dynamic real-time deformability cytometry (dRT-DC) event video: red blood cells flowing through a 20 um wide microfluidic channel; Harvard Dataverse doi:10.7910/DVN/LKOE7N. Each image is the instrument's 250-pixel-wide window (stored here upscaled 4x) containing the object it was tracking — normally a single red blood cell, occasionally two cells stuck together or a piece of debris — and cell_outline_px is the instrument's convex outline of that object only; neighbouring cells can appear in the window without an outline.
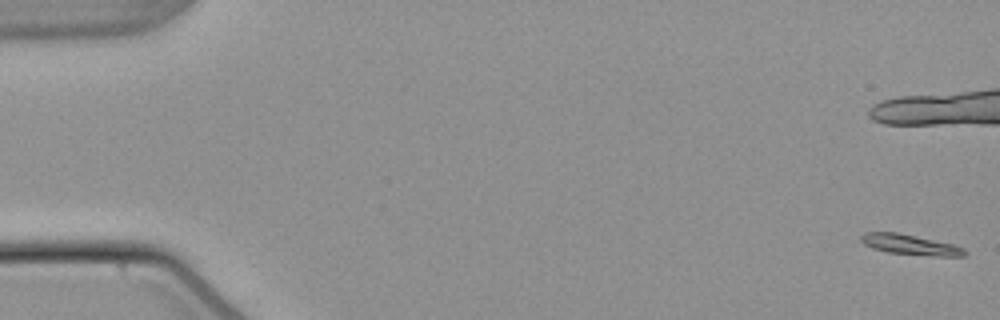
{"species": "common noctule bat (a hibernating species)", "species_latin": "Nyctalus noctula", "temperature_condition": "warm", "stored_images_in_passage": 23, "camera_frame_rate_fps": 3000, "um_per_image_px": 0.085, "animal": {"sex": "male", "body_mass_g": 21.5, "forearm_length_mm": 52.0}, "frame": {"image": 1, "passage_image": 1, "time_ms": 0.0, "image_size_px": [1000, 320], "cell_outline_px": [[968, 252], [964, 256], [936, 256], [888, 252], [872, 248], [864, 244], [860, 240], [860, 236], [864, 232], [896, 232], [916, 236], [952, 244], [964, 248]], "centroid_in_image_um": [77.35, 20.79], "position_along_channel_um": 7.6, "area_um2": 12.14}}